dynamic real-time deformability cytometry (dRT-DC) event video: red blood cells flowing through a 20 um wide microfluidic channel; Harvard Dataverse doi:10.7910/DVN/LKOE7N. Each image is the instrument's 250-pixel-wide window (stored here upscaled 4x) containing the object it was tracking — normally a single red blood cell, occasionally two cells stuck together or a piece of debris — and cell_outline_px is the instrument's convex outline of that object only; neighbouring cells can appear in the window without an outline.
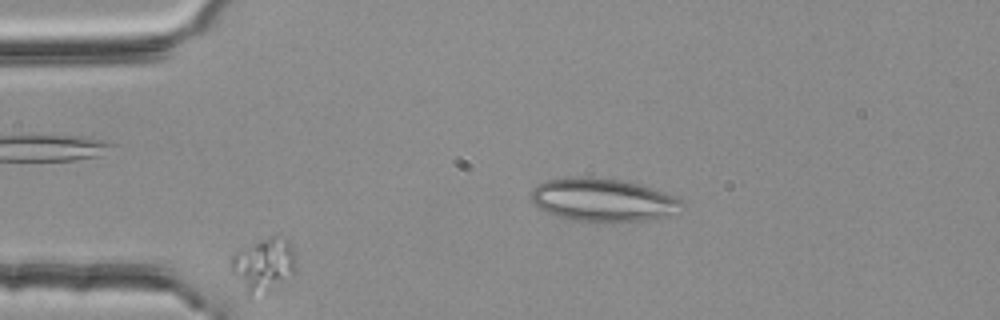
{"species": "common noctule bat (a hibernating species)", "species_latin": "Nyctalus noctula", "temperature_condition": "room temperature", "stored_images_in_passage": 42, "camera_frame_rate_fps": 3000, "um_per_image_px": 0.085, "animal": {"sex": "female", "body_mass_g": 25.1}, "frame": {"image": 1, "passage_image": 5, "time_ms": 1.333, "image_size_px": [1000, 320], "cell_outline_px": [[296, 272], [248, 296], [232, 272], [228, 264], [232, 256], [240, 248], [260, 240], [272, 236], [276, 236], [292, 244], [296, 268]], "centroid_in_image_um": [22.35, 22.41], "position_along_channel_um": 62.7, "area_um2": 19.13}}
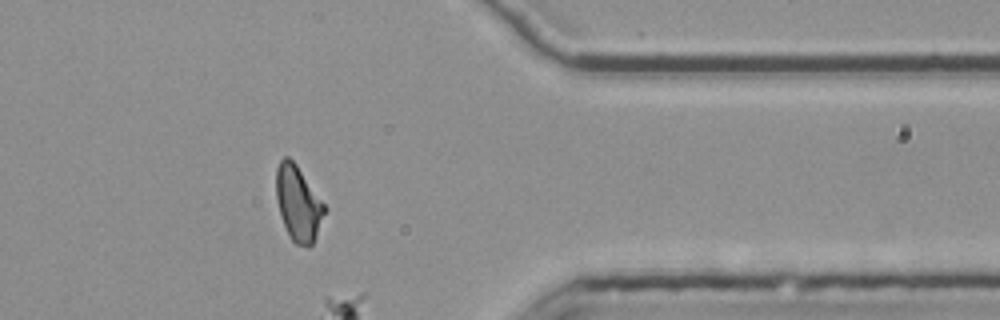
{"frame": {"image": 2, "passage_image": 38, "time_ms": 12.333, "image_size_px": [1000, 320], "cell_outline_px": [[328, 208], [316, 236], [312, 244], [308, 248], [296, 244], [292, 240], [280, 216], [276, 196], [276, 168], [280, 160], [284, 156], [288, 156], [296, 164]], "centroid_in_image_um": [25.36, 17.29], "position_along_channel_um": 386.0, "area_um2": 21.27}}